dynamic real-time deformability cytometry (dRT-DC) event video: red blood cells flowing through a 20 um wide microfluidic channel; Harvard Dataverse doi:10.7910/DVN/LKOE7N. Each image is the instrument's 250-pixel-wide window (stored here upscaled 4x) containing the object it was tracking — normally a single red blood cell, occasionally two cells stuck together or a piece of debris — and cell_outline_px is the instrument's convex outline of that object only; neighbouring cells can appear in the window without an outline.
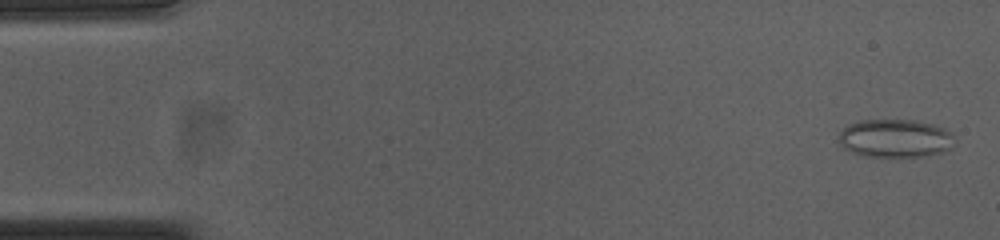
{"species": "common noctule bat (a hibernating species)", "species_latin": "Nyctalus noctula", "temperature_condition": "cold", "stored_images_in_passage": 55, "camera_frame_rate_fps": 3000, "um_per_image_px": 0.085, "animal": {"sex": "female", "body_mass_g": 23.0, "forearm_length_mm": 53.4}, "frame": {"image": 1, "passage_image": 2, "time_ms": 0.333, "image_size_px": [1000, 240], "cell_outline_px": [[952, 148], [944, 152], [928, 156], [864, 156], [852, 152], [844, 148], [840, 144], [840, 132], [848, 124], [860, 120], [916, 120], [932, 124], [944, 128], [952, 132]], "centroid_in_image_um": [76.11, 11.75], "position_along_channel_um": 8.9, "area_um2": 25.78}}
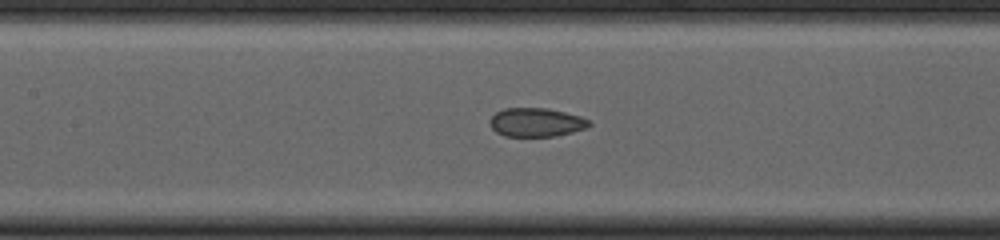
{"frame": {"image": 2, "passage_image": 25, "time_ms": 8.0, "image_size_px": [1000, 240], "cell_outline_px": [[592, 124], [588, 128], [556, 136], [504, 136], [496, 132], [488, 124], [488, 120], [496, 112], [504, 108], [548, 108], [580, 116], [592, 120]], "centroid_in_image_um": [45.59, 10.4], "position_along_channel_um": 161.8, "area_um2": 16.88}}
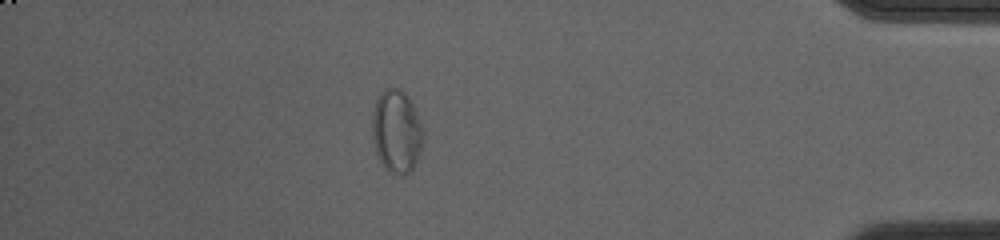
{"frame": {"image": 3, "passage_image": 48, "time_ms": 15.667, "image_size_px": [1000, 240], "cell_outline_px": [[424, 140], [420, 152], [412, 168], [408, 172], [400, 176], [392, 172], [380, 160], [376, 152], [372, 140], [372, 112], [376, 100], [380, 92], [384, 88], [400, 88], [408, 96], [416, 112], [424, 132]], "centroid_in_image_um": [33.7, 11.12], "position_along_channel_um": 401.5, "area_um2": 24.62}, "authors_computed_cell_mechanics": {"area_um2": 19.5942, "velocity_mm_per_s": 3.7018, "shape_relaxation_time_tau1_ms": null, "shape_relaxation_time_tau2_ms": 0.9607, "deformation_change_tau1": null, "deformation_change_tau2": 0.065}}